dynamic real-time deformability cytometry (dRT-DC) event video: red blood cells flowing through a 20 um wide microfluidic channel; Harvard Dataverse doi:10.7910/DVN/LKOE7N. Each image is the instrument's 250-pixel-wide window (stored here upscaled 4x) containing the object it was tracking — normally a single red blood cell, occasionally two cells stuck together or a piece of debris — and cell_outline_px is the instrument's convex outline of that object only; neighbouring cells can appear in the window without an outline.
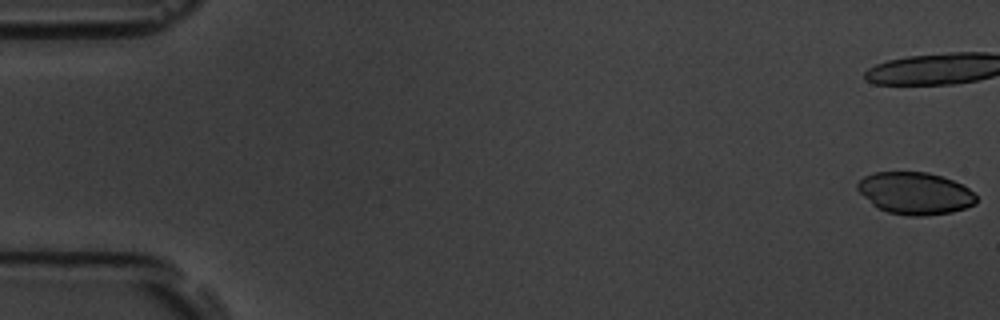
{"species": "common noctule bat (a hibernating species)", "species_latin": "Nyctalus noctula", "temperature_condition": "room temperature", "stored_images_in_passage": 17, "camera_frame_rate_fps": 3000, "um_per_image_px": 0.085, "animal": {"sex": "male", "body_mass_g": 19.5, "forearm_length_mm": 54.6}, "frame": {"image": 1, "passage_image": 1, "time_ms": 0.0, "image_size_px": [1000, 320], "cell_outline_px": [[976, 204], [952, 212], [924, 216], [908, 216], [888, 212], [876, 208], [856, 188], [856, 184], [864, 176], [876, 172], [928, 172], [964, 184], [976, 196]], "centroid_in_image_um": [77.78, 16.43], "position_along_channel_um": 7.2, "area_um2": 29.19}}